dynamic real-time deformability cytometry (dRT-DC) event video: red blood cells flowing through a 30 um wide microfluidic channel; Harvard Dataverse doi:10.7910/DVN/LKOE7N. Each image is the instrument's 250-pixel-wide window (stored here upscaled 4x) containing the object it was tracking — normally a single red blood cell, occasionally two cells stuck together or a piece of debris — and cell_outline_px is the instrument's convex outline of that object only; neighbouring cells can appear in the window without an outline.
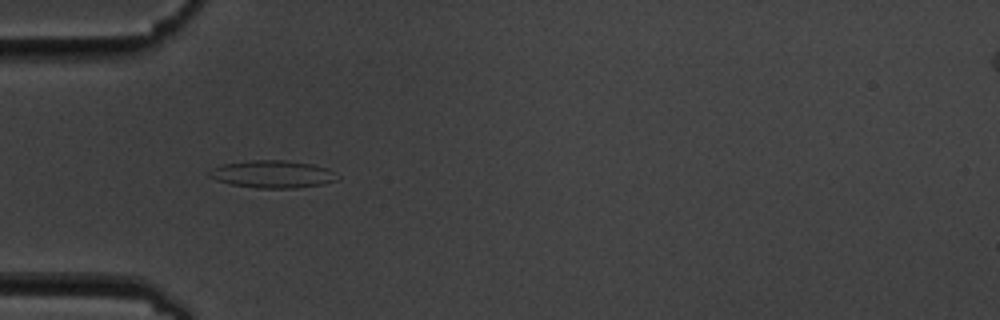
{"species": "common noctule bat (a hibernating species)", "species_latin": "Nyctalus noctula", "temperature_condition": "cold", "stored_images_in_passage": 3, "camera_frame_rate_fps": 3000, "um_per_image_px": 0.085, "animal": {"sex": "male", "body_mass_g": 19.5, "forearm_length_mm": 54.6}, "frame": {"image": 1, "passage_image": 1, "time_ms": 0.0, "image_size_px": [1000, 320], "cell_outline_px": [[340, 180], [324, 184], [292, 188], [256, 188], [232, 184], [216, 180], [208, 176], [208, 172], [212, 168], [220, 164], [252, 160], [284, 160], [312, 164], [328, 168], [340, 176]], "centroid_in_image_um": [23.19, 14.8], "position_along_channel_um": 61.8, "area_um2": 20.69}}
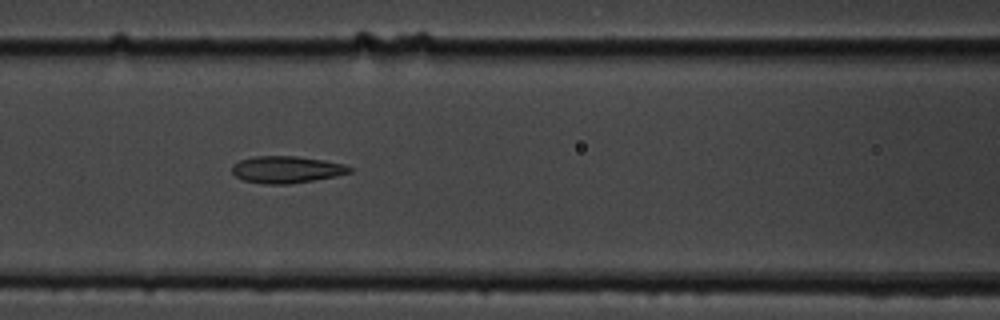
{"frame": {"image": 2, "passage_image": 3, "time_ms": 2.333, "image_size_px": [1000, 320], "cell_outline_px": [[352, 172], [336, 176], [288, 184], [264, 184], [244, 180], [236, 176], [232, 172], [232, 164], [240, 160], [256, 156], [296, 156], [324, 160], [344, 164], [352, 168]], "centroid_in_image_um": [24.35, 14.41], "position_along_channel_um": 142.2, "area_um2": 18.38}}